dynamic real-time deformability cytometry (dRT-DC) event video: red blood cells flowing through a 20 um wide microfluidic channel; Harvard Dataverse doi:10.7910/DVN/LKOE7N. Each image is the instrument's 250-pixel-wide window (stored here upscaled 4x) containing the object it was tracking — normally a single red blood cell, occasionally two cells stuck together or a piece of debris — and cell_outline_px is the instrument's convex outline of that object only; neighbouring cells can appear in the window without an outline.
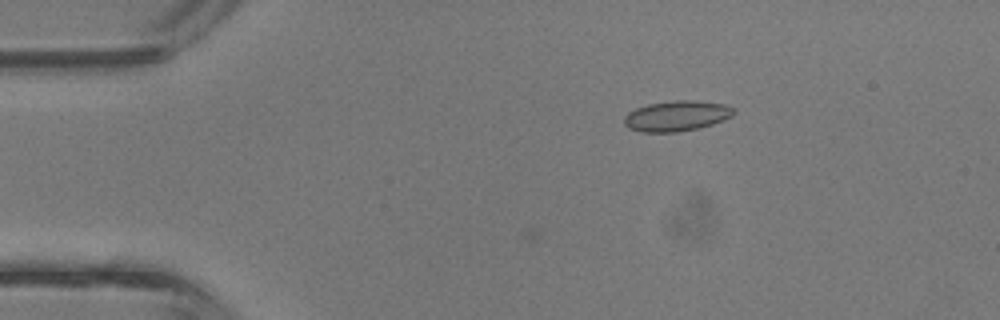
{"species": "common noctule bat (a hibernating species)", "species_latin": "Nyctalus noctula", "temperature_condition": "room temperature", "stored_images_in_passage": 4, "camera_frame_rate_fps": 3000, "um_per_image_px": 0.085, "animal": {"sex": "male", "body_mass_g": 13.3}, "frame": {"image": 1, "passage_image": 4, "time_ms": 1.0, "image_size_px": [1000, 320], "cell_outline_px": [[736, 112], [732, 116], [724, 120], [700, 128], [680, 132], [640, 132], [628, 128], [624, 124], [624, 116], [628, 112], [636, 108], [648, 104], [676, 100], [692, 100], [724, 104], [732, 108]], "centroid_in_image_um": [57.5, 9.86], "position_along_channel_um": 27.5, "area_um2": 19.54}}